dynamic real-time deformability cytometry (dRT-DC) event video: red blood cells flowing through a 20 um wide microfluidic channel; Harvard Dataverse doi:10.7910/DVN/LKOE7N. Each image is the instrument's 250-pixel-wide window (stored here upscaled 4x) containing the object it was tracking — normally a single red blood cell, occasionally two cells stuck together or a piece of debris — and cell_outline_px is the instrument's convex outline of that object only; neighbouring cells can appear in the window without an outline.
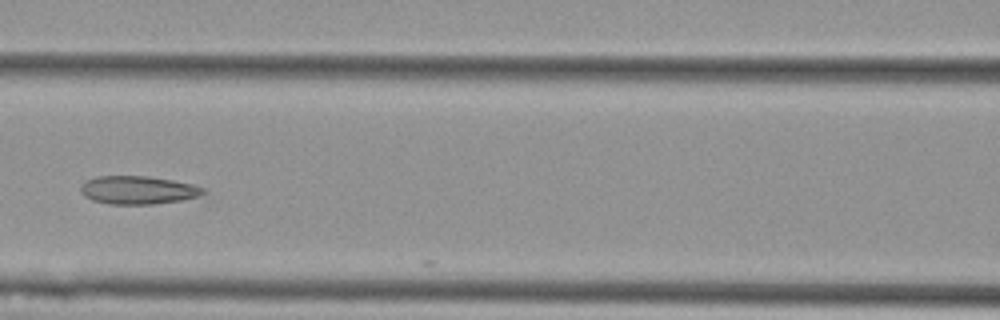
{"species": "Egyptian fruit bat (a non-hibernating species)", "species_latin": "Rousettus aegyptiacus", "temperature_condition": "cold", "stored_images_in_passage": 6, "camera_frame_rate_fps": 3000, "um_per_image_px": 0.085, "animal": {"sex": "female"}, "frame": {"image": 1, "passage_image": 6, "time_ms": 1.667, "image_size_px": [1000, 320], "cell_outline_px": [[204, 192], [196, 196], [180, 200], [152, 204], [108, 204], [92, 200], [84, 196], [80, 192], [80, 184], [84, 180], [96, 176], [148, 176], [172, 180], [192, 184], [204, 188]], "centroid_in_image_um": [11.63, 16.14], "position_along_channel_um": 155.0, "area_um2": 20.11}}